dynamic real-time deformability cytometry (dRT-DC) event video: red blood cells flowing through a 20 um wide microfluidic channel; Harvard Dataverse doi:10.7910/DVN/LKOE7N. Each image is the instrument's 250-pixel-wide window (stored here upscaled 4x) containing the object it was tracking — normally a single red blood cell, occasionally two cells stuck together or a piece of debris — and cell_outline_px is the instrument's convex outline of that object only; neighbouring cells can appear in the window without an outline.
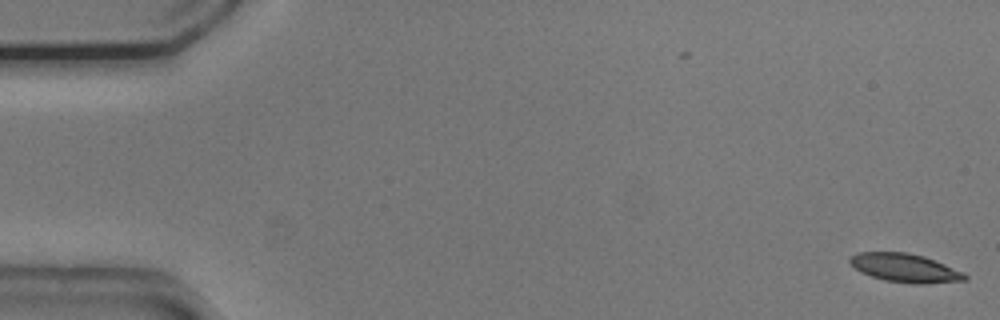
{"species": "common noctule bat (a hibernating species)", "species_latin": "Nyctalus noctula", "temperature_condition": "cold", "stored_images_in_passage": 55, "camera_frame_rate_fps": 3000, "um_per_image_px": 0.085, "animal": {"sex": "male", "body_mass_g": 20.5, "forearm_length_mm": 52.5}, "frame": {"image": 1, "passage_image": 1, "time_ms": 0.0, "image_size_px": [1000, 320], "cell_outline_px": [[968, 280], [924, 284], [912, 284], [884, 280], [860, 272], [848, 260], [856, 252], [908, 252], [924, 256], [964, 272], [968, 276]], "centroid_in_image_um": [76.95, 22.78], "position_along_channel_um": 8.0, "area_um2": 19.19}}
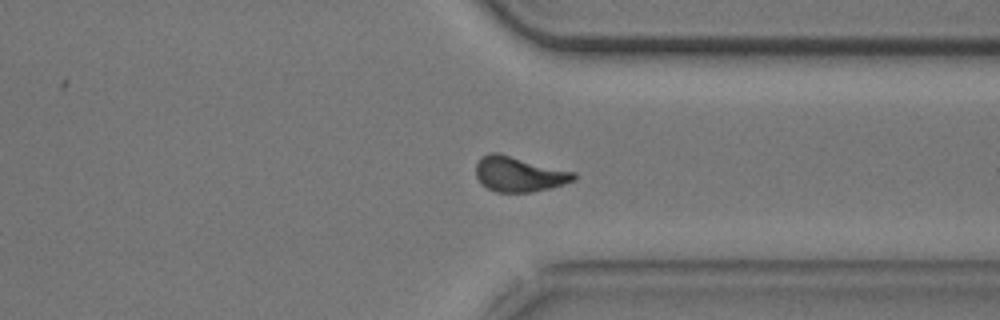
{"frame": {"image": 2, "passage_image": 41, "time_ms": 13.333, "image_size_px": [1000, 320], "cell_outline_px": [[576, 180], [552, 188], [532, 192], [496, 192], [480, 184], [476, 176], [476, 164], [480, 156], [492, 152], [496, 152], [576, 172]], "centroid_in_image_um": [44.11, 14.8], "position_along_channel_um": 367.3, "area_um2": 20.23}}
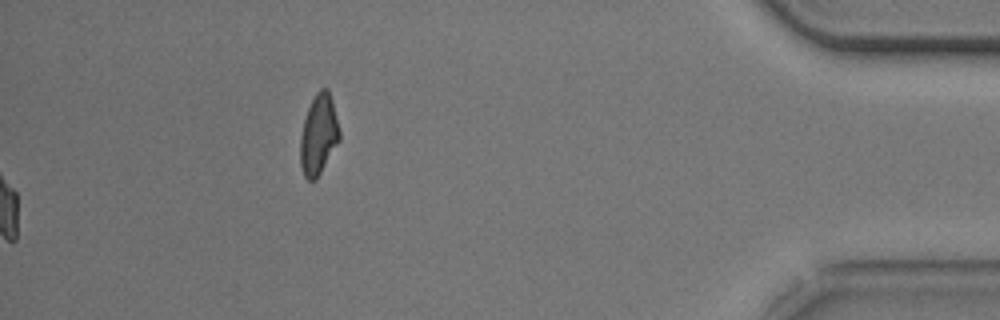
{"frame": {"image": 3, "passage_image": 55, "time_ms": 18.0, "image_size_px": [1000, 320], "cell_outline_px": [[340, 140], [316, 180], [308, 180], [304, 176], [300, 164], [300, 136], [304, 120], [308, 108], [316, 92], [320, 88], [328, 88], [332, 100], [340, 132]], "centroid_in_image_um": [27.08, 11.45], "position_along_channel_um": 408.1, "area_um2": 18.32}, "authors_computed_cell_mechanics": {"area_um2": 19.5942, "velocity_mm_per_s": 3.744, "shape_relaxation_time_tau1_ms": 2.5141, "shape_relaxation_time_tau2_ms": 3.0218, "deformation_change_tau1": 0.1233, "deformation_change_tau2": 0.0898}}